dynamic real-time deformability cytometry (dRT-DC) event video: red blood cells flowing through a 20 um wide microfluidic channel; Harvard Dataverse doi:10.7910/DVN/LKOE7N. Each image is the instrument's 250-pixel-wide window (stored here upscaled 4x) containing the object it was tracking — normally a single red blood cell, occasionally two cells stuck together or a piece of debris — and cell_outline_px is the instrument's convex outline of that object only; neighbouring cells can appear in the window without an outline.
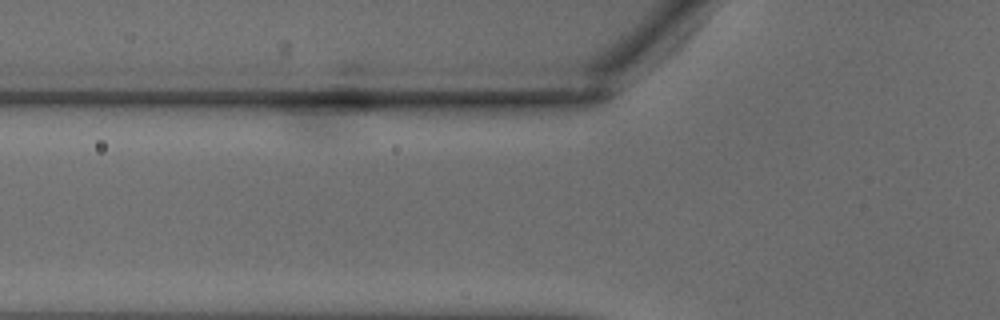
{"species": "common noctule bat (a hibernating species)", "species_latin": "Nyctalus noctula", "temperature_condition": "warm", "stored_images_in_passage": 4, "camera_frame_rate_fps": 3000, "um_per_image_px": 0.085, "animal": {"sex": "male", "body_mass_g": 18.8}, "frame": {"image": 1, "passage_image": 2, "time_ms": 0.333, "image_size_px": [1000, 320], "cell_outline_px": [[568, 160], [532, 164], [476, 168], [364, 168], [364, 152], [392, 148], [504, 148], [568, 152]], "centroid_in_image_um": [38.92, 13.41], "position_along_channel_um": 86.9, "area_um2": 25.78}}